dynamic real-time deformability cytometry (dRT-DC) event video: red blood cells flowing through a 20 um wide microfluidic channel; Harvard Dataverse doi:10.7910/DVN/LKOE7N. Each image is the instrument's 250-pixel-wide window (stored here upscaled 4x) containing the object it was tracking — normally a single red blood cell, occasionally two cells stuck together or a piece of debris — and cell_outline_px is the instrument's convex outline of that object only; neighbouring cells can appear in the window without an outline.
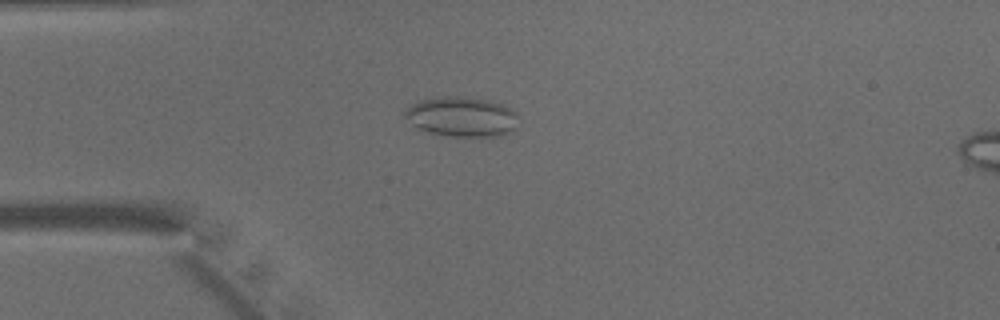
{"species": "common noctule bat (a hibernating species)", "species_latin": "Nyctalus noctula", "temperature_condition": "warm", "stored_images_in_passage": 43, "camera_frame_rate_fps": 3000, "um_per_image_px": 0.085, "animal": {"sex": "male", "body_mass_g": 15.6}, "frame": {"image": 1, "passage_image": 8, "time_ms": 2.333, "image_size_px": [1000, 320], "cell_outline_px": [[520, 128], [512, 132], [500, 136], [448, 136], [428, 132], [412, 124], [404, 116], [404, 112], [408, 104], [420, 100], [440, 96], [464, 96], [488, 100], [500, 104], [516, 112]], "centroid_in_image_um": [39.27, 9.92], "position_along_channel_um": 45.7, "area_um2": 26.76}}
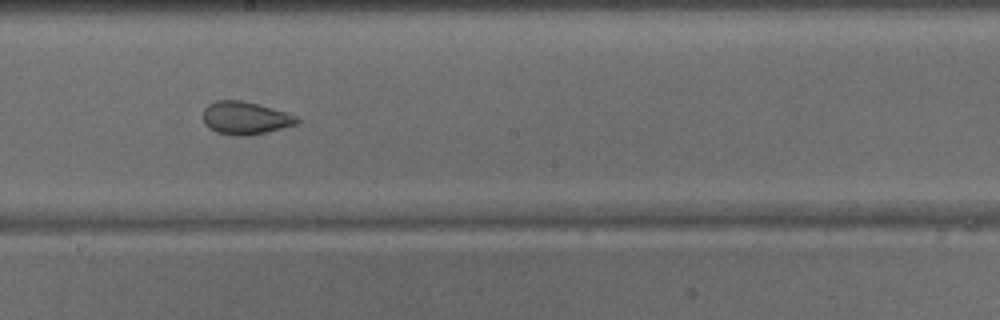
{"frame": {"image": 2, "passage_image": 22, "time_ms": 7.0, "image_size_px": [1000, 320], "cell_outline_px": [[300, 120], [296, 124], [248, 136], [236, 136], [216, 132], [208, 128], [204, 124], [204, 108], [208, 104], [216, 100], [240, 100], [256, 104], [284, 112], [296, 116]], "centroid_in_image_um": [20.79, 10.04], "position_along_channel_um": 227.4, "area_um2": 17.69}}
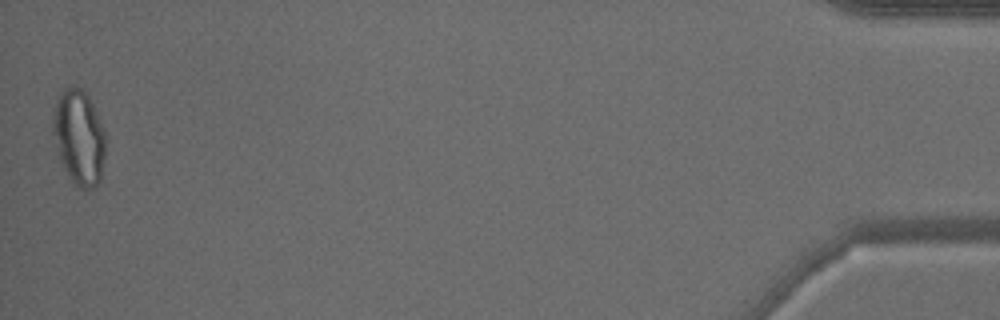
{"frame": {"image": 3, "passage_image": 43, "time_ms": 14.0, "image_size_px": [1000, 320], "cell_outline_px": [[104, 160], [100, 180], [92, 188], [80, 188], [68, 176], [56, 152], [52, 132], [52, 116], [60, 92], [72, 84], [80, 88], [88, 96], [96, 112], [104, 132]], "centroid_in_image_um": [6.68, 11.66], "position_along_channel_um": 428.5, "area_um2": 28.96}}